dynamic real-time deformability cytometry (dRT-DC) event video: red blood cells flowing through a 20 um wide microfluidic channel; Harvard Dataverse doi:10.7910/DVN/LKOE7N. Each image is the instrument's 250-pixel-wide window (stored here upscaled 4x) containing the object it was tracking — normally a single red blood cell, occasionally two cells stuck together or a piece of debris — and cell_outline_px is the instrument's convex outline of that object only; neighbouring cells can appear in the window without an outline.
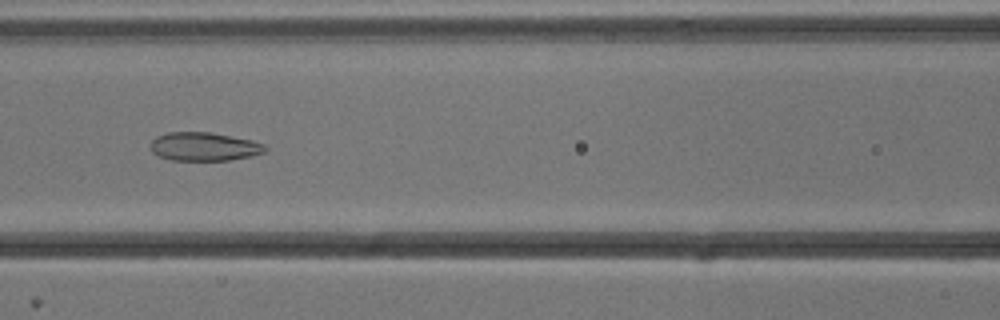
{"species": "common noctule bat (a hibernating species)", "species_latin": "Nyctalus noctula", "temperature_condition": "cold", "stored_images_in_passage": 54, "camera_frame_rate_fps": 3000, "um_per_image_px": 0.085, "animal": {"sex": "male", "body_mass_g": 13.3}, "frame": {"image": 1, "passage_image": 24, "time_ms": 7.667, "image_size_px": [1000, 320], "cell_outline_px": [[268, 148], [264, 152], [252, 156], [228, 160], [172, 160], [160, 156], [152, 152], [152, 140], [156, 136], [168, 132], [212, 132], [252, 140], [264, 144]], "centroid_in_image_um": [17.38, 12.45], "position_along_channel_um": 149.2, "area_um2": 19.02}}
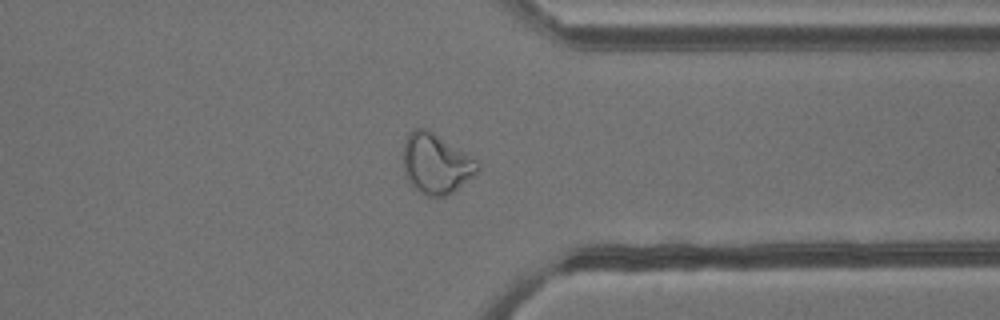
{"frame": {"image": 2, "passage_image": 42, "time_ms": 13.667, "image_size_px": [1000, 320], "cell_outline_px": [[480, 168], [472, 176], [452, 192], [444, 196], [424, 196], [408, 180], [404, 172], [400, 156], [404, 140], [408, 132], [416, 128], [428, 128], [480, 160]], "centroid_in_image_um": [37.03, 13.85], "position_along_channel_um": 374.4, "area_um2": 26.7}}
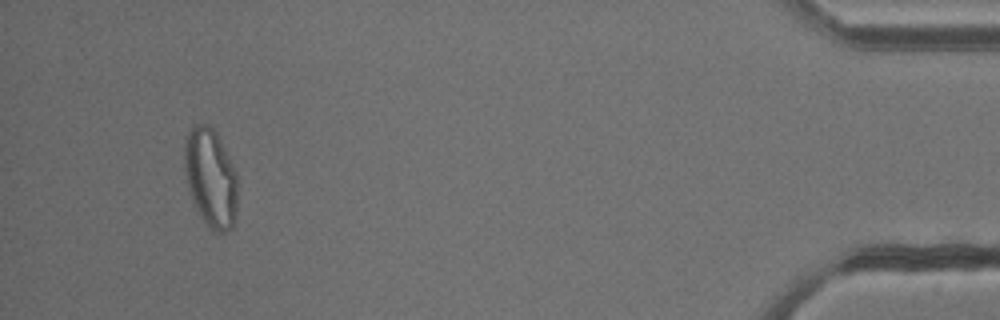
{"frame": {"image": 3, "passage_image": 51, "time_ms": 16.667, "image_size_px": [1000, 320], "cell_outline_px": [[236, 208], [232, 228], [224, 232], [212, 232], [208, 228], [200, 216], [192, 200], [188, 188], [184, 168], [184, 148], [188, 132], [192, 124], [208, 124], [216, 132], [236, 172]], "centroid_in_image_um": [17.88, 15.12], "position_along_channel_um": 417.3, "area_um2": 30.52}, "authors_computed_cell_mechanics": {"area_um2": 26.4724, "velocity_mm_per_s": 3.8187, "shape_relaxation_time_tau1_ms": null, "shape_relaxation_time_tau2_ms": 1.3972, "deformation_change_tau1": null, "deformation_change_tau2": 0.0732}}